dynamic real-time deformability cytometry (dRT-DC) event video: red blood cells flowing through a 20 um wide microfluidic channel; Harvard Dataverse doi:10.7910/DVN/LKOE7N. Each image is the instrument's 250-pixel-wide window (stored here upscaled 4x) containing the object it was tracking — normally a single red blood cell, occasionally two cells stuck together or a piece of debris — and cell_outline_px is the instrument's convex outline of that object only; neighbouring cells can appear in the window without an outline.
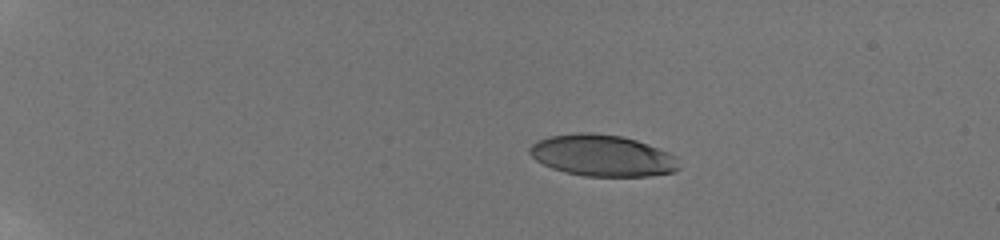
{"species": "human", "species_latin": "Homo sapiens", "temperature_condition": "room temperature", "stored_images_in_passage": 45, "camera_frame_rate_fps": 3000, "um_per_image_px": 0.085, "donor": {"sex": "male"}, "frame": {"image": 1, "passage_image": 1, "time_ms": 0.0, "image_size_px": [1000, 240], "cell_outline_px": [[680, 168], [676, 172], [648, 176], [584, 176], [564, 172], [552, 168], [536, 160], [528, 152], [528, 148], [536, 140], [548, 136], [576, 132], [592, 132], [620, 136], [636, 140], [668, 152], [676, 156]], "centroid_in_image_um": [51.18, 13.22], "position_along_channel_um": 33.8, "area_um2": 36.3}}
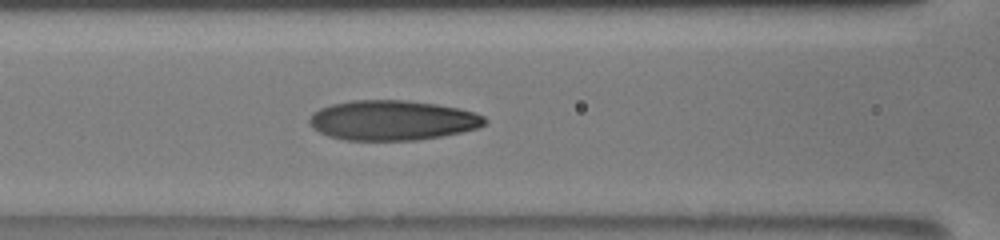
{"frame": {"image": 2, "passage_image": 17, "time_ms": 5.333, "image_size_px": [1000, 240], "cell_outline_px": [[488, 120], [484, 124], [476, 128], [460, 132], [440, 136], [416, 140], [344, 140], [328, 136], [312, 128], [308, 120], [320, 108], [332, 104], [352, 100], [408, 100], [436, 104], [460, 108], [476, 112], [484, 116]], "centroid_in_image_um": [33.36, 10.22], "position_along_channel_um": 133.2, "area_um2": 40.75}}
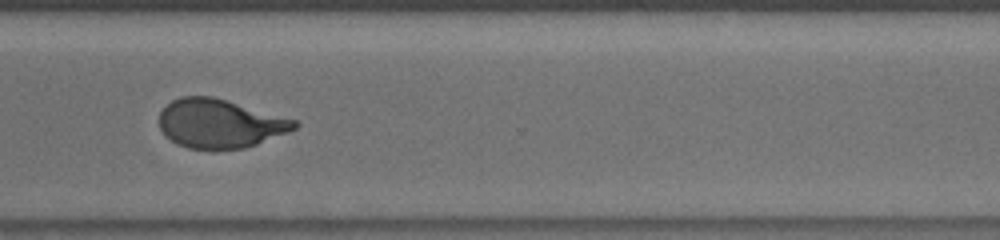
{"frame": {"image": 3, "passage_image": 34, "time_ms": 11.0, "image_size_px": [1000, 240], "cell_outline_px": [[300, 124], [296, 128], [288, 132], [256, 144], [244, 148], [188, 148], [176, 144], [160, 128], [160, 112], [172, 100], [180, 96], [212, 96], [296, 120]], "centroid_in_image_um": [18.69, 10.49], "position_along_channel_um": 351.9, "area_um2": 37.86}, "authors_computed_cell_mechanics": {"area_um2": 39.4196, "velocity_mm_per_s": 3.8655, "shape_relaxation_time_tau1_ms": 4.849, "shape_relaxation_time_tau2_ms": 0.7838, "deformation_change_tau1": 0.2319, "deformation_change_tau2": 0.0679}}